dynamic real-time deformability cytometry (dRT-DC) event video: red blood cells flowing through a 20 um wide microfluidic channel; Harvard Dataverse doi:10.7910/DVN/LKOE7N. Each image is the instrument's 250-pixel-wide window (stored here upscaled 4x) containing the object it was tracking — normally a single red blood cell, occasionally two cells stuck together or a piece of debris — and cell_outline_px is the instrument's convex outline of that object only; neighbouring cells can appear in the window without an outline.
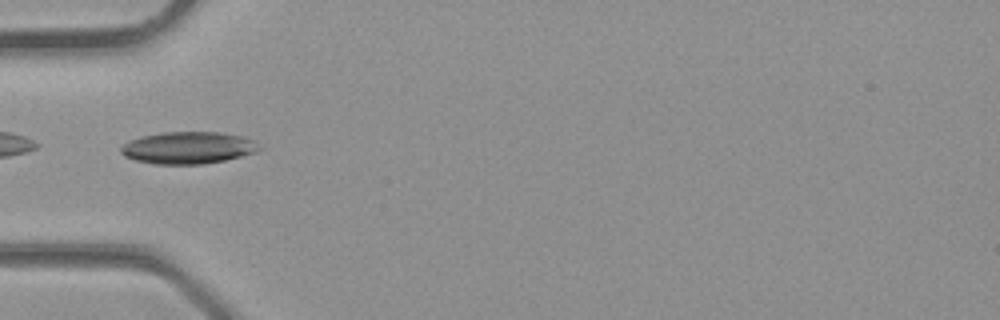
{"species": "common noctule bat (a hibernating species)", "species_latin": "Nyctalus noctula", "temperature_condition": "room temperature", "stored_images_in_passage": 4, "camera_frame_rate_fps": 3000, "um_per_image_px": 0.085, "animal": {"sex": "male", "body_mass_g": 23.1, "forearm_length_mm": 52.7}, "frame": {"image": 1, "passage_image": 4, "time_ms": 1.0, "image_size_px": [1000, 320], "cell_outline_px": [[264, 148], [256, 152], [224, 160], [204, 164], [152, 164], [136, 160], [124, 156], [120, 152], [120, 148], [124, 144], [140, 136], [160, 132], [220, 132], [244, 136], [252, 140]], "centroid_in_image_um": [16.0, 12.55], "position_along_channel_um": 69.0, "area_um2": 25.95}}